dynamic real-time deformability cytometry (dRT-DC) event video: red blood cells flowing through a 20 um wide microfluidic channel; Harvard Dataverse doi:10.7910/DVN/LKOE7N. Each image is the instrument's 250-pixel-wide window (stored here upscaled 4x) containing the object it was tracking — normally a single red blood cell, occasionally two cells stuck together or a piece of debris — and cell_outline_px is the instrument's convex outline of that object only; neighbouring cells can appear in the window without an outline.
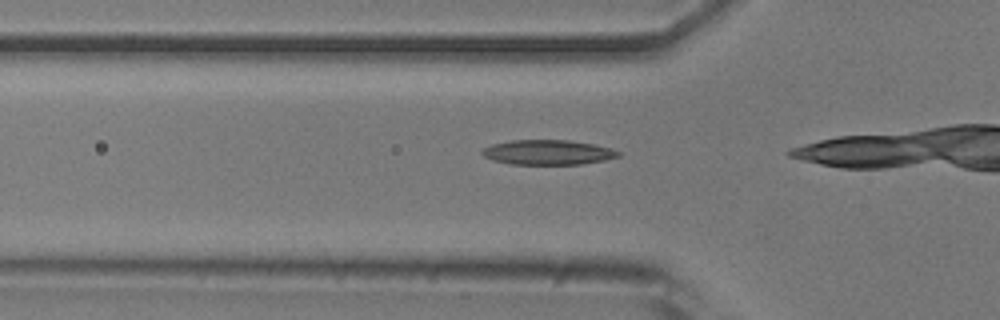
{"species": "common noctule bat (a hibernating species)", "species_latin": "Nyctalus noctula", "temperature_condition": "room temperature", "stored_images_in_passage": 12, "camera_frame_rate_fps": 3000, "um_per_image_px": 0.085, "animal": {"sex": "male", "body_mass_g": 20.5, "forearm_length_mm": 52.5}, "frame": {"image": 1, "passage_image": 10, "time_ms": 3.0, "image_size_px": [1000, 320], "cell_outline_px": [[620, 156], [604, 160], [580, 164], [508, 164], [492, 160], [484, 156], [480, 152], [484, 148], [492, 144], [512, 140], [568, 140], [592, 144], [612, 148], [620, 152]], "centroid_in_image_um": [46.55, 12.95], "position_along_channel_um": 79.2, "area_um2": 19.65}}